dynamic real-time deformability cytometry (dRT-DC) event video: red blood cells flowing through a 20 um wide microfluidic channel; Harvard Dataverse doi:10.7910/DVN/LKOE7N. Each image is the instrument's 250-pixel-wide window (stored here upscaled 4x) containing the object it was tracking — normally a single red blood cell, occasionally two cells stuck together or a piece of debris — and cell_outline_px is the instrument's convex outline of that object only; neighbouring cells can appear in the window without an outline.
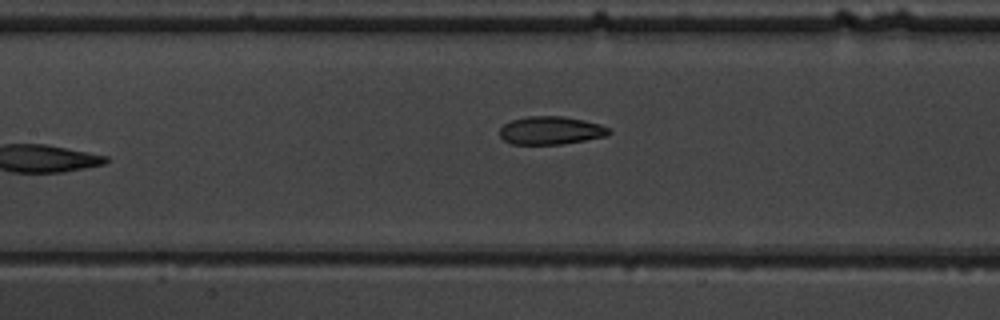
{"species": "common noctule bat (a hibernating species)", "species_latin": "Nyctalus noctula", "temperature_condition": "warm", "stored_images_in_passage": 9, "camera_frame_rate_fps": 3000, "um_per_image_px": 0.085, "animal": {"sex": "male", "body_mass_g": 19.5, "forearm_length_mm": 54.6}, "frame": {"image": 1, "passage_image": 8, "time_ms": 9.0, "image_size_px": [1000, 320], "cell_outline_px": [[612, 132], [608, 136], [560, 144], [512, 144], [504, 140], [500, 136], [500, 128], [504, 124], [512, 120], [528, 116], [564, 116], [584, 120], [600, 124], [608, 128]], "centroid_in_image_um": [46.83, 11.08], "position_along_channel_um": 160.6, "area_um2": 17.86}}
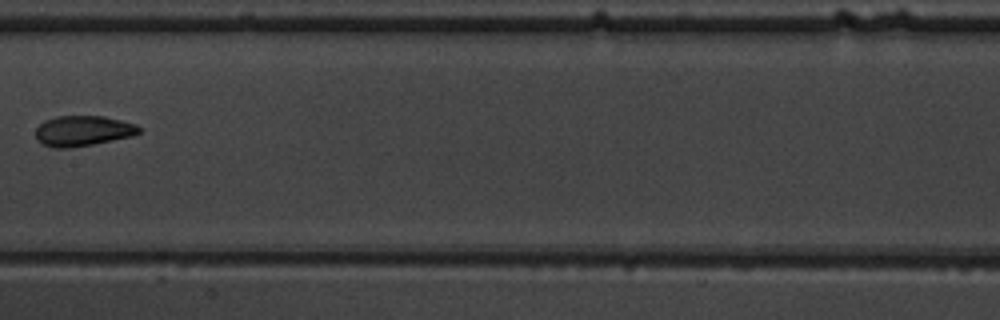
{"frame": {"image": 2, "passage_image": 9, "time_ms": 10.0, "image_size_px": [1000, 320], "cell_outline_px": [[140, 132], [132, 136], [92, 144], [68, 148], [52, 148], [36, 140], [36, 128], [44, 120], [56, 116], [104, 116], [136, 124], [140, 128]], "centroid_in_image_um": [7.02, 11.12], "position_along_channel_um": 200.4, "area_um2": 18.26}}